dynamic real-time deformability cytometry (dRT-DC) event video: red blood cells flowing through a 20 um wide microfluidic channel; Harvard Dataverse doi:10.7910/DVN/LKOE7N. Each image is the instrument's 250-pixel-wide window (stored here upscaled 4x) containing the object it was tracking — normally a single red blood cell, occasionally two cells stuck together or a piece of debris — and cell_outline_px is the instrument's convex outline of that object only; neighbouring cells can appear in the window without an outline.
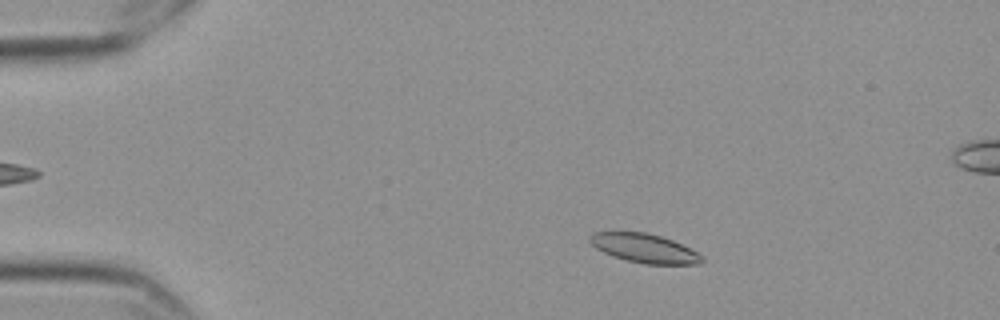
{"species": "Egyptian fruit bat (a non-hibernating species)", "species_latin": "Rousettus aegyptiacus", "temperature_condition": "cold", "stored_images_in_passage": 56, "camera_frame_rate_fps": 3000, "um_per_image_px": 0.085, "frame": {"image": 1, "passage_image": 8, "time_ms": 2.333, "image_size_px": [1000, 320], "cell_outline_px": [[704, 260], [700, 264], [644, 264], [612, 256], [596, 248], [588, 240], [588, 236], [592, 232], [644, 232], [660, 236], [672, 240], [704, 256]], "centroid_in_image_um": [54.76, 21.1], "position_along_channel_um": 30.2, "area_um2": 18.79}}
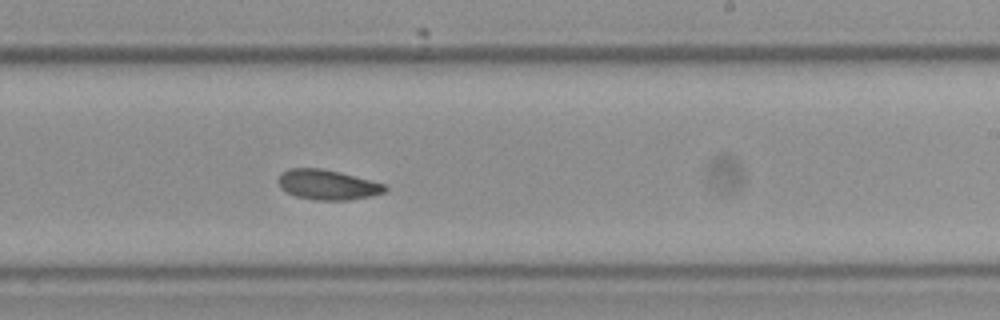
{"frame": {"image": 2, "passage_image": 33, "time_ms": 10.667, "image_size_px": [1000, 320], "cell_outline_px": [[388, 188], [384, 192], [372, 196], [348, 200], [316, 200], [296, 196], [280, 188], [276, 180], [280, 172], [288, 168], [320, 168], [340, 172], [388, 184]], "centroid_in_image_um": [27.84, 15.69], "position_along_channel_um": 261.2, "area_um2": 18.96}}
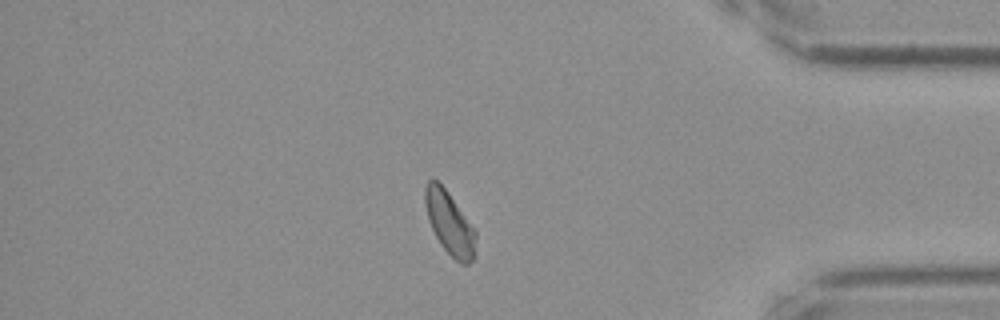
{"frame": {"image": 3, "passage_image": 47, "time_ms": 15.333, "image_size_px": [1000, 320], "cell_outline_px": [[476, 236], [472, 260], [468, 264], [460, 264], [440, 244], [428, 220], [424, 204], [424, 188], [428, 180], [432, 176], [444, 188], [476, 232]], "centroid_in_image_um": [38.16, 18.94], "position_along_channel_um": 397.0, "area_um2": 18.15}, "authors_computed_cell_mechanics": {"area_um2": 18.9584, "velocity_mm_per_s": 3.5156, "shape_relaxation_time_tau1_ms": null, "shape_relaxation_time_tau2_ms": 5.4622, "deformation_change_tau1": null, "deformation_change_tau2": 0.0853}}